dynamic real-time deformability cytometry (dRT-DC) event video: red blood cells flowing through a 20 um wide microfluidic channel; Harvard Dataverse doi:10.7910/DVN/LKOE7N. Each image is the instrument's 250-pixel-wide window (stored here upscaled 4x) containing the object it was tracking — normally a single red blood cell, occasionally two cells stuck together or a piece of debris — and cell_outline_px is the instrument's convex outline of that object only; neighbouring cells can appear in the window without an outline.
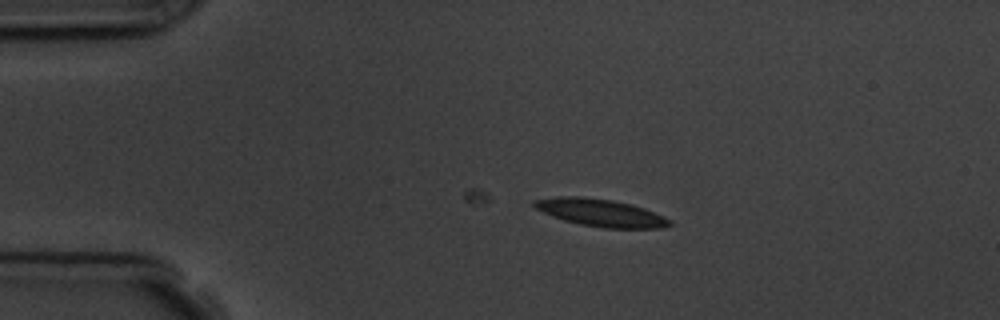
{"species": "common noctule bat (a hibernating species)", "species_latin": "Nyctalus noctula", "temperature_condition": "room temperature", "stored_images_in_passage": 7, "camera_frame_rate_fps": 3000, "um_per_image_px": 0.085, "animal": {"sex": "male", "body_mass_g": 19.5, "forearm_length_mm": 54.6}, "frame": {"image": 1, "passage_image": 2, "time_ms": 1.0, "image_size_px": [1000, 320], "cell_outline_px": [[672, 224], [664, 228], [604, 228], [580, 224], [564, 220], [552, 216], [536, 208], [532, 204], [532, 200], [556, 196], [580, 196], [612, 200], [632, 204], [644, 208], [664, 216], [672, 220]], "centroid_in_image_um": [51.07, 18.08], "position_along_channel_um": 33.9, "area_um2": 21.73}}
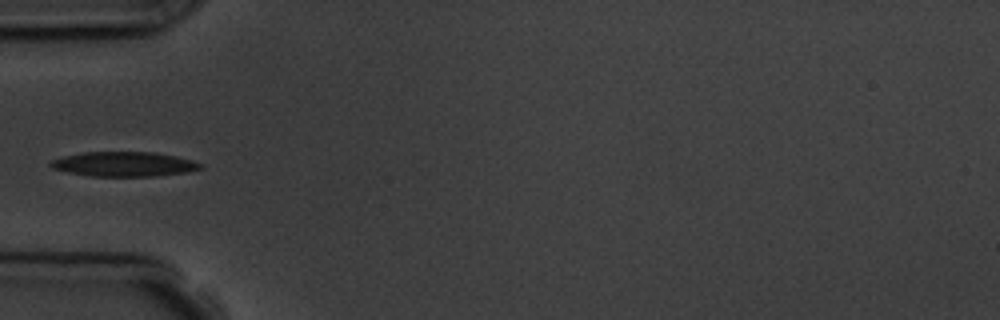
{"frame": {"image": 2, "passage_image": 4, "time_ms": 3.333, "image_size_px": [1000, 320], "cell_outline_px": [[204, 168], [188, 172], [156, 176], [92, 176], [68, 172], [52, 168], [48, 164], [52, 160], [64, 156], [80, 152], [152, 152], [176, 156], [192, 160], [204, 164]], "centroid_in_image_um": [10.57, 13.95], "position_along_channel_um": 74.4, "area_um2": 21.62}}